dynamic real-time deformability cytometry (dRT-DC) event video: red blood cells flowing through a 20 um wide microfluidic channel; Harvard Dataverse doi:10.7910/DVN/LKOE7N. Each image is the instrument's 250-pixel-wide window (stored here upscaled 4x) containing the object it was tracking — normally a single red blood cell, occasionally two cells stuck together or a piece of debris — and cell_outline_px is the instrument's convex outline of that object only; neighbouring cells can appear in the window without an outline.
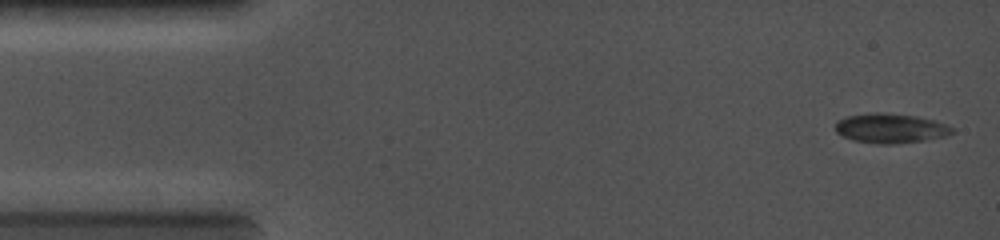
{"species": "common noctule bat (a hibernating species)", "species_latin": "Nyctalus noctula", "temperature_condition": "cold", "stored_images_in_passage": 36, "camera_frame_rate_fps": 5000, "um_per_image_px": 0.085, "animal": {"sex": "female", "body_mass_g": 19.0, "forearm_length_mm": 56.7}, "frame": {"image": 1, "passage_image": 1, "time_ms": 0.0, "image_size_px": [1000, 240], "cell_outline_px": [[956, 132], [944, 136], [924, 140], [892, 144], [876, 144], [852, 140], [836, 132], [836, 120], [848, 116], [872, 112], [884, 112], [916, 116], [936, 120], [956, 128]], "centroid_in_image_um": [75.72, 10.89], "position_along_channel_um": 9.3, "area_um2": 20.35}}
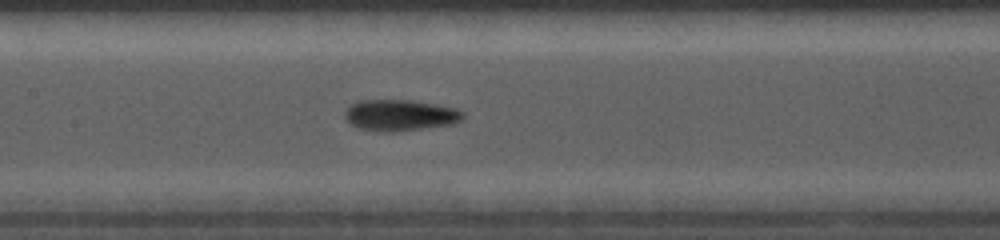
{"frame": {"image": 2, "passage_image": 18, "time_ms": 5.8, "image_size_px": [1000, 240], "cell_outline_px": [[464, 116], [460, 120], [452, 124], [396, 132], [388, 132], [360, 128], [352, 124], [344, 116], [344, 112], [356, 100], [412, 100], [436, 104], [456, 108], [464, 112]], "centroid_in_image_um": [34.02, 9.78], "position_along_channel_um": 173.4, "area_um2": 21.39}}
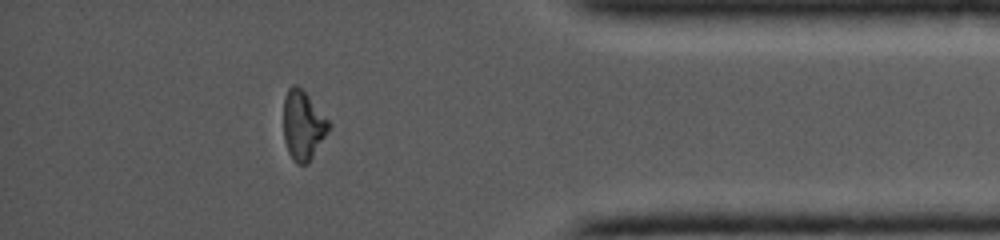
{"frame": {"image": 3, "passage_image": 32, "time_ms": 11.2, "image_size_px": [1000, 240], "cell_outline_px": [[332, 124], [328, 132], [308, 164], [296, 164], [292, 160], [288, 152], [284, 140], [284, 96], [288, 88], [292, 84], [296, 84], [308, 96]], "centroid_in_image_um": [25.75, 10.67], "position_along_channel_um": 409.5, "area_um2": 18.26}}